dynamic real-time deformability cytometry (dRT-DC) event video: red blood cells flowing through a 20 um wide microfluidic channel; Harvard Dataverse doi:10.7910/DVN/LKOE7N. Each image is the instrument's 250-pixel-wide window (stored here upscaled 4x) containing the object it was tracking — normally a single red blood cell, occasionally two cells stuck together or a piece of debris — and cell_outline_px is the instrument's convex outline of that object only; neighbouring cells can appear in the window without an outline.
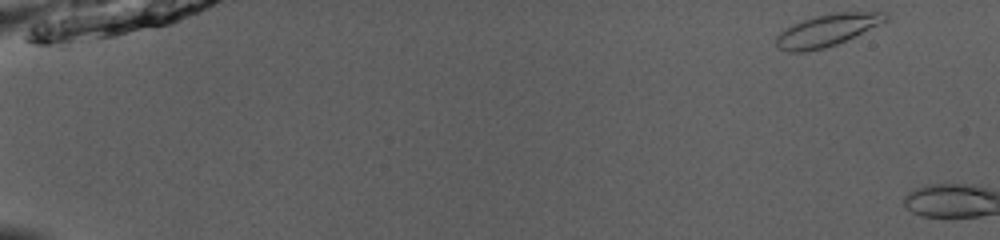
{"species": "common noctule bat (a hibernating species)", "species_latin": "Nyctalus noctula", "temperature_condition": "room temperature", "stored_images_in_passage": 3, "camera_frame_rate_fps": 3000, "um_per_image_px": 0.085, "animal": {"sex": "male", "body_mass_g": 13.0, "forearm_length_mm": 53.1}, "frame": {"image": 1, "passage_image": 1, "time_ms": 0.0, "image_size_px": [1000, 240], "cell_outline_px": [[888, 20], [836, 44], [824, 48], [804, 52], [788, 52], [780, 48], [776, 44], [776, 36], [784, 28], [792, 24], [816, 16], [832, 12], [888, 12]], "centroid_in_image_um": [70.28, 2.56], "position_along_channel_um": 14.7, "area_um2": 20.17}}